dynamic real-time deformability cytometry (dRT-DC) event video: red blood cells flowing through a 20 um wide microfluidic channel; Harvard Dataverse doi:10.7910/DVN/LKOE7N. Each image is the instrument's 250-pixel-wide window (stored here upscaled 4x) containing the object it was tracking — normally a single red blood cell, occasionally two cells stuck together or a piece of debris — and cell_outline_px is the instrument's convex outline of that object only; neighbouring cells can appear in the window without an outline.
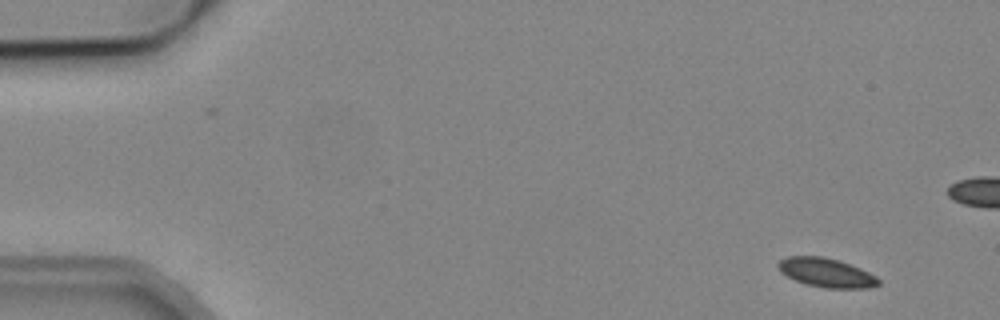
{"species": "common noctule bat (a hibernating species)", "species_latin": "Nyctalus noctula", "temperature_condition": "cold", "stored_images_in_passage": 5, "camera_frame_rate_fps": 3000, "um_per_image_px": 0.085, "animal": {"sex": "male", "body_mass_g": 19.2, "forearm_length_mm": 51.8}, "frame": {"image": 1, "passage_image": 1, "time_ms": 0.0, "image_size_px": [1000, 320], "cell_outline_px": [[880, 284], [868, 288], [824, 288], [804, 284], [780, 272], [776, 264], [780, 260], [788, 256], [824, 256], [840, 260], [860, 268], [876, 276], [880, 280]], "centroid_in_image_um": [70.23, 23.17], "position_along_channel_um": 14.8, "area_um2": 17.11}}